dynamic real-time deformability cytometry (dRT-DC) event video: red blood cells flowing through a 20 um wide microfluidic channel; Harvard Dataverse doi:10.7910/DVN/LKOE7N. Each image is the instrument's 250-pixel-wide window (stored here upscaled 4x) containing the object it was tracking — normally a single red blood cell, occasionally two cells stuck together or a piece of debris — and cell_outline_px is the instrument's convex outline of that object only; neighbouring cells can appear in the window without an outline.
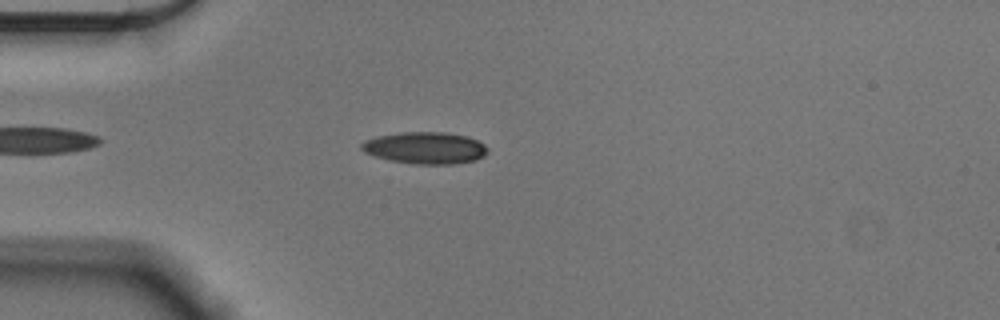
{"species": "Egyptian fruit bat (a non-hibernating species)", "species_latin": "Rousettus aegyptiacus", "temperature_condition": "cold", "stored_images_in_passage": 45, "camera_frame_rate_fps": 3000, "um_per_image_px": 0.085, "animal": {"sex": "male"}, "frame": {"image": 1, "passage_image": 7, "time_ms": 2.0, "image_size_px": [1000, 320], "cell_outline_px": [[488, 152], [484, 156], [476, 160], [452, 164], [416, 164], [392, 160], [376, 156], [364, 152], [360, 148], [360, 144], [364, 140], [376, 136], [400, 132], [444, 132], [468, 136], [484, 144], [488, 148]], "centroid_in_image_um": [36.15, 12.56], "position_along_channel_um": 48.9, "area_um2": 23.47}}
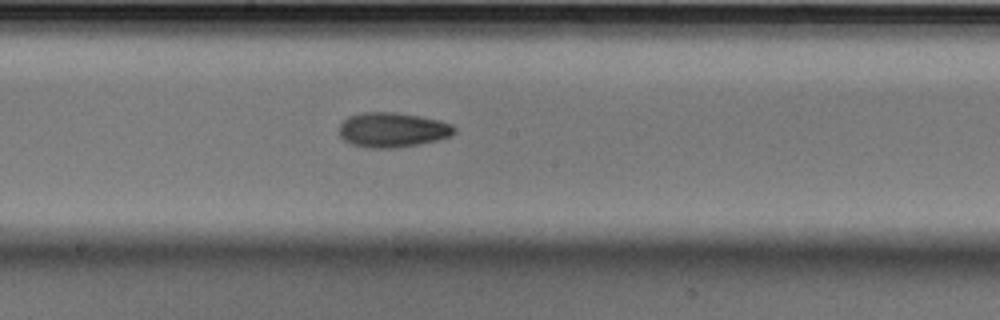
{"frame": {"image": 2, "passage_image": 22, "time_ms": 7.0, "image_size_px": [1000, 320], "cell_outline_px": [[456, 132], [452, 136], [440, 140], [420, 144], [396, 148], [368, 148], [352, 144], [344, 140], [340, 136], [340, 124], [348, 116], [364, 112], [396, 112], [420, 116], [440, 120], [452, 124], [456, 128]], "centroid_in_image_um": [33.41, 11.04], "position_along_channel_um": 214.8, "area_um2": 23.64}}
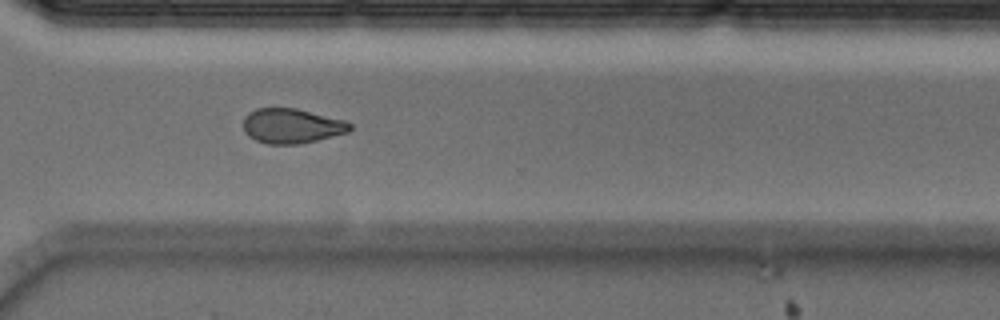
{"frame": {"image": 3, "passage_image": 33, "time_ms": 10.667, "image_size_px": [1000, 320], "cell_outline_px": [[352, 128], [348, 132], [300, 144], [268, 144], [256, 140], [248, 136], [244, 132], [244, 116], [248, 112], [256, 108], [296, 108], [344, 120], [352, 124]], "centroid_in_image_um": [24.77, 10.7], "position_along_channel_um": 345.8, "area_um2": 21.62}, "authors_computed_cell_mechanics": {"area_um2": 22.1374, "velocity_mm_per_s": 3.5801, "shape_relaxation_time_tau1_ms": 8.4684, "shape_relaxation_time_tau2_ms": 5.523, "deformation_change_tau1": 0.1623, "deformation_change_tau2": 0.1157}}